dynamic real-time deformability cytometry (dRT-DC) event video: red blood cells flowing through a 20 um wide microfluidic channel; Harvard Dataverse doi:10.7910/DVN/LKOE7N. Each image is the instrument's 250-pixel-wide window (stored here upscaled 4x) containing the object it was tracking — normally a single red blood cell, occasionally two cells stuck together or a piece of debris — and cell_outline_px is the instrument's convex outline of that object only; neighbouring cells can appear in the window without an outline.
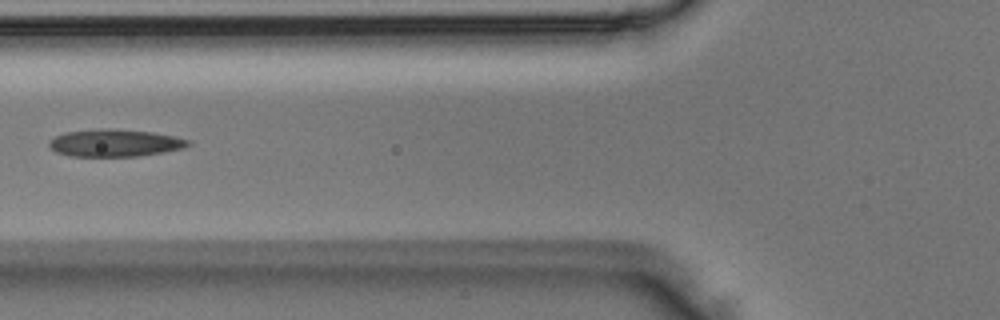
{"species": "Egyptian fruit bat (a non-hibernating species)", "species_latin": "Rousettus aegyptiacus", "temperature_condition": "room temperature", "stored_images_in_passage": 6, "camera_frame_rate_fps": 3000, "um_per_image_px": 0.085, "animal": {"sex": "male"}, "frame": {"image": 1, "passage_image": 5, "time_ms": 1.333, "image_size_px": [1000, 320], "cell_outline_px": [[192, 144], [184, 148], [164, 152], [140, 156], [72, 156], [56, 152], [48, 144], [48, 140], [64, 132], [100, 128], [112, 128], [152, 132], [192, 140]], "centroid_in_image_um": [9.78, 12.14], "position_along_channel_um": 116.0, "area_um2": 22.31}}
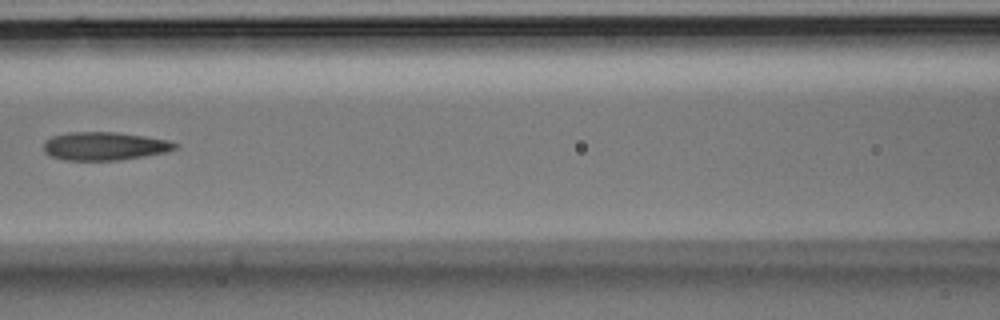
{"frame": {"image": 2, "passage_image": 6, "time_ms": 1.667, "image_size_px": [1000, 320], "cell_outline_px": [[180, 144], [176, 148], [168, 152], [120, 160], [64, 160], [52, 156], [44, 152], [44, 140], [52, 136], [68, 132], [116, 132], [144, 136], [168, 140]], "centroid_in_image_um": [8.89, 12.41], "position_along_channel_um": 157.7, "area_um2": 21.73}}